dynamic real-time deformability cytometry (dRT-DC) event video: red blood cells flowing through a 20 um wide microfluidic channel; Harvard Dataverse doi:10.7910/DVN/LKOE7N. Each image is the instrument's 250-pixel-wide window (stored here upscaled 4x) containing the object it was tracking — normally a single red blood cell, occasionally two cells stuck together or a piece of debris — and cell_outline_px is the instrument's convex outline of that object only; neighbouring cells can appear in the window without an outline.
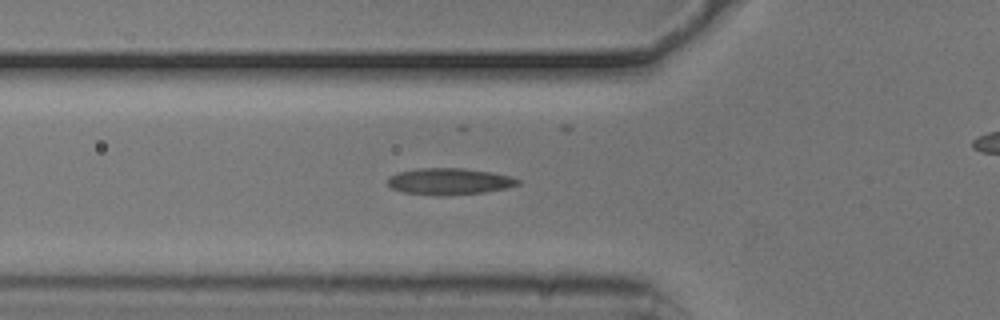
{"species": "common noctule bat (a hibernating species)", "species_latin": "Nyctalus noctula", "temperature_condition": "cold", "stored_images_in_passage": 25, "camera_frame_rate_fps": 3000, "um_per_image_px": 0.085, "animal": {"sex": "male", "body_mass_g": 20.5, "forearm_length_mm": 52.5}, "frame": {"image": 1, "passage_image": 17, "time_ms": 5.333, "image_size_px": [1000, 320], "cell_outline_px": [[520, 184], [504, 188], [484, 192], [400, 192], [392, 188], [388, 184], [388, 176], [400, 172], [420, 168], [464, 168], [492, 172], [512, 176], [520, 180]], "centroid_in_image_um": [38.23, 15.35], "position_along_channel_um": 87.6, "area_um2": 18.96}}
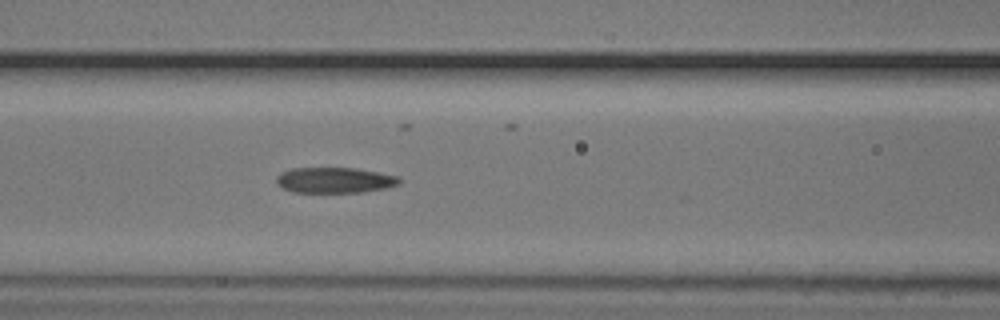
{"frame": {"image": 2, "passage_image": 21, "time_ms": 6.667, "image_size_px": [1000, 320], "cell_outline_px": [[400, 184], [384, 188], [360, 192], [292, 192], [276, 184], [276, 176], [280, 172], [292, 168], [356, 168], [380, 172], [400, 176]], "centroid_in_image_um": [28.44, 15.3], "position_along_channel_um": 138.2, "area_um2": 18.44}}